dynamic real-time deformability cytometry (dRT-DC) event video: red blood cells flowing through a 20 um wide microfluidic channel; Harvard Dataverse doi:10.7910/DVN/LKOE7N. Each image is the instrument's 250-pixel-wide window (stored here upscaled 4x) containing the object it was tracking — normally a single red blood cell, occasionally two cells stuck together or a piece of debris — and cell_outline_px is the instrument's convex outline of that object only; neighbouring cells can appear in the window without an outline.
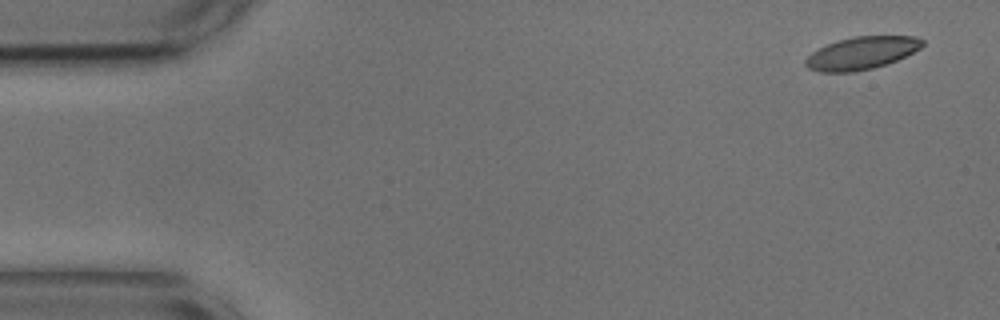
{"species": "common noctule bat (a hibernating species)", "species_latin": "Nyctalus noctula", "temperature_condition": "cold", "stored_images_in_passage": 7, "camera_frame_rate_fps": 3000, "um_per_image_px": 0.085, "animal": {"sex": "male", "body_mass_g": 17.9, "forearm_length_mm": 54.2}, "frame": {"image": 1, "passage_image": 1, "time_ms": 0.0, "image_size_px": [1000, 320], "cell_outline_px": [[924, 44], [920, 48], [896, 60], [872, 68], [852, 72], [820, 72], [808, 68], [804, 64], [804, 60], [812, 52], [828, 44], [852, 36], [916, 36], [924, 40]], "centroid_in_image_um": [73.22, 4.5], "position_along_channel_um": 11.8, "area_um2": 21.96}}